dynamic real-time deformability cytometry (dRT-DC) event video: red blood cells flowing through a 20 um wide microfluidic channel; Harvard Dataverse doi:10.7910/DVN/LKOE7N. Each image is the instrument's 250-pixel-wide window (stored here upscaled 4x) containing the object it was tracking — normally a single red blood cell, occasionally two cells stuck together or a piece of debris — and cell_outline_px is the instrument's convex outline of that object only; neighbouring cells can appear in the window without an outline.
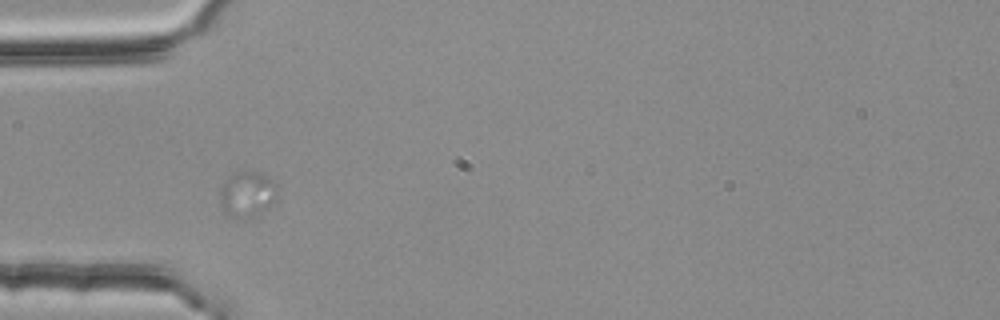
{"species": "common noctule bat (a hibernating species)", "species_latin": "Nyctalus noctula", "temperature_condition": "room temperature", "stored_images_in_passage": 1, "camera_frame_rate_fps": 3000, "um_per_image_px": 0.085, "animal": {"sex": "female", "body_mass_g": 25.1}, "frame": {"image": 1, "passage_image": 1, "time_ms": 0.0, "image_size_px": [1000, 320], "cell_outline_px": [[280, 200], [260, 212], [244, 220], [228, 216], [224, 212], [220, 204], [220, 188], [224, 180], [240, 172], [260, 172], [272, 180], [276, 184]], "centroid_in_image_um": [21.04, 16.54], "position_along_channel_um": 64.0, "area_um2": 15.55}}